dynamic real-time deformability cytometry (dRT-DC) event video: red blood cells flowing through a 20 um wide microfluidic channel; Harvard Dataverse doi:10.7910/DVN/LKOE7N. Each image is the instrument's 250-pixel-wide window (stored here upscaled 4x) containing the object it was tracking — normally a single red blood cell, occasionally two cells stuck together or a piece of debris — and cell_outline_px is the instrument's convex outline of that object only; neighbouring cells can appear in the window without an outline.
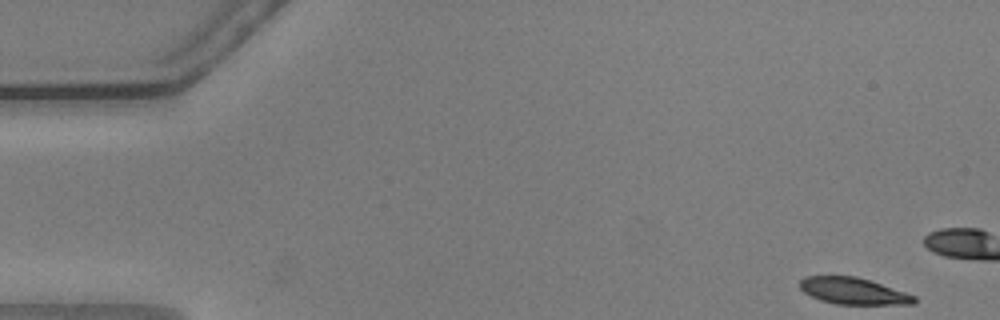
{"species": "common noctule bat (a hibernating species)", "species_latin": "Nyctalus noctula", "temperature_condition": "warm", "stored_images_in_passage": 16, "camera_frame_rate_fps": 3000, "um_per_image_px": 0.085, "animal": {"sex": "male", "body_mass_g": 20.5, "forearm_length_mm": 52.5}, "frame": {"image": 1, "passage_image": 1, "time_ms": 0.0, "image_size_px": [1000, 320], "cell_outline_px": [[916, 300], [912, 304], [836, 304], [820, 300], [804, 292], [800, 288], [800, 280], [804, 276], [856, 276], [916, 296]], "centroid_in_image_um": [72.49, 24.73], "position_along_channel_um": 12.5, "area_um2": 17.46}}